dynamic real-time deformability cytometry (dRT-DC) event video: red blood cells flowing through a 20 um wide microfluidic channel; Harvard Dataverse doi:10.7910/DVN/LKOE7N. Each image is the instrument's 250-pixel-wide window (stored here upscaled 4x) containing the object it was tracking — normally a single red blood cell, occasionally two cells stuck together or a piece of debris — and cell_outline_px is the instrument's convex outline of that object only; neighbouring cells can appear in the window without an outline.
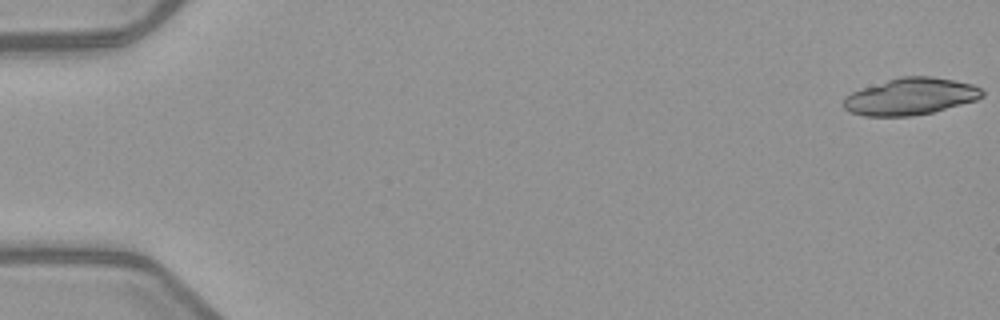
{"species": "common noctule bat (a hibernating species)", "species_latin": "Nyctalus noctula", "temperature_condition": "warm", "stored_images_in_passage": 7, "segment_of_instrument_passage": [1, 2], "camera_frame_rate_fps": 3000, "um_per_image_px": 0.085, "animal": {"sex": "female", "body_mass_g": 21.9}, "frame": {"image": 1, "passage_image": 1, "time_ms": 0.0, "image_size_px": [1000, 320], "cell_outline_px": [[984, 96], [976, 100], [932, 112], [912, 116], [864, 116], [848, 112], [844, 108], [844, 96], [852, 92], [900, 76], [932, 76], [972, 84], [980, 88], [984, 92]], "centroid_in_image_um": [77.39, 8.21], "position_along_channel_um": 7.6, "area_um2": 29.59}}
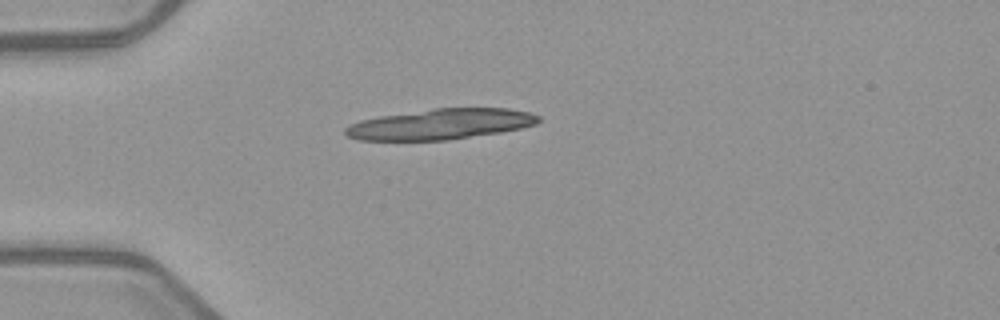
{"frame": {"image": 2, "passage_image": 5, "time_ms": 4.667, "image_size_px": [1000, 320], "cell_outline_px": [[540, 120], [536, 124], [520, 128], [500, 132], [448, 140], [360, 140], [348, 136], [344, 132], [344, 128], [360, 120], [380, 116], [432, 108], [508, 108], [528, 112], [540, 116]], "centroid_in_image_um": [37.45, 10.55], "position_along_channel_um": 47.6, "area_um2": 34.28}}